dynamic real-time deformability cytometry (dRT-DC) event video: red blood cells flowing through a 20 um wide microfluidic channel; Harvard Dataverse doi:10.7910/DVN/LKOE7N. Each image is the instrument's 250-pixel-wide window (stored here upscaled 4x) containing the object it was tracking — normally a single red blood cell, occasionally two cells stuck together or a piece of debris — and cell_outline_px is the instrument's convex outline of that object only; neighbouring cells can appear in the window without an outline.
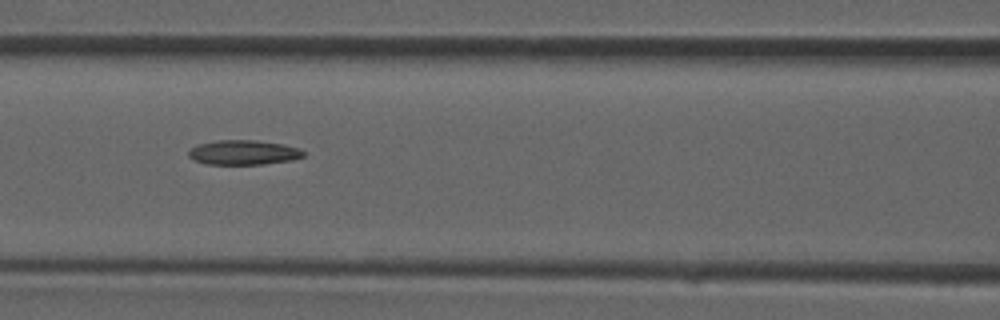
{"species": "common noctule bat (a hibernating species)", "species_latin": "Nyctalus noctula", "temperature_condition": "room temperature", "stored_images_in_passage": 37, "camera_frame_rate_fps": 3000, "um_per_image_px": 0.085, "animal": {"sex": "male", "forearm_length_mm": 52.5}, "frame": {"image": 1, "passage_image": 16, "time_ms": 5.0, "image_size_px": [1000, 320], "cell_outline_px": [[304, 156], [292, 160], [264, 164], [208, 164], [192, 160], [188, 156], [188, 152], [196, 144], [216, 140], [256, 140], [284, 144], [300, 148], [304, 152]], "centroid_in_image_um": [20.69, 12.95], "position_along_channel_um": 145.9, "area_um2": 16.65}}